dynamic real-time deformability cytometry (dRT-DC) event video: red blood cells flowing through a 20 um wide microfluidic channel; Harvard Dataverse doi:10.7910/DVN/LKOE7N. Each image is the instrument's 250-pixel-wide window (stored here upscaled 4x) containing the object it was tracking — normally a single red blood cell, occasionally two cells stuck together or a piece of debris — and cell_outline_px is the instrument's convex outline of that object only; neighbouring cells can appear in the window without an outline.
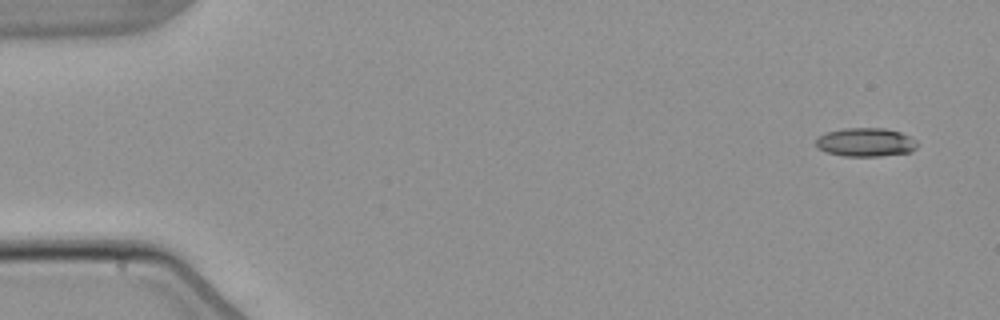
{"species": "common noctule bat (a hibernating species)", "species_latin": "Nyctalus noctula", "temperature_condition": "warm", "stored_images_in_passage": 5, "camera_frame_rate_fps": 3000, "um_per_image_px": 0.085, "animal": {"sex": "male", "body_mass_g": 21.5, "forearm_length_mm": 52.0}, "frame": {"image": 1, "passage_image": 1, "time_ms": 0.0, "image_size_px": [1000, 320], "cell_outline_px": [[920, 144], [912, 152], [880, 156], [844, 156], [828, 152], [816, 148], [816, 136], [828, 132], [844, 128], [884, 128], [900, 132], [916, 140]], "centroid_in_image_um": [73.59, 12.09], "position_along_channel_um": 11.4, "area_um2": 17.05}}